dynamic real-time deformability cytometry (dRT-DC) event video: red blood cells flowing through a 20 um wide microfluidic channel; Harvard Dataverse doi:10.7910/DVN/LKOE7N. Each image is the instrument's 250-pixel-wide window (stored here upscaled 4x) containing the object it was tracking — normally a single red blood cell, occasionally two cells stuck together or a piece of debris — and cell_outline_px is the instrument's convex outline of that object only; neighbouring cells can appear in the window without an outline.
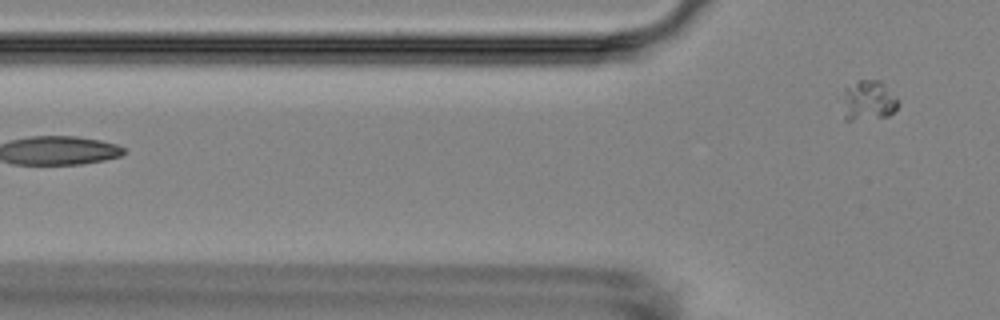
{"species": "Egyptian fruit bat (a non-hibernating species)", "species_latin": "Rousettus aegyptiacus", "temperature_condition": "room temperature", "stored_images_in_passage": 6, "segment_of_instrument_passage": [2, 2], "camera_frame_rate_fps": 3000, "um_per_image_px": 0.085, "animal": {"sex": "female"}, "frame": {"image": 1, "passage_image": 6, "time_ms": 6.667, "image_size_px": [1000, 320], "cell_outline_px": [[900, 104], [888, 116], [852, 120], [844, 120], [836, 96], [844, 88], [860, 80], [880, 80], [884, 84]], "centroid_in_image_um": [73.64, 8.55], "position_along_channel_um": 52.2, "area_um2": 13.58}}